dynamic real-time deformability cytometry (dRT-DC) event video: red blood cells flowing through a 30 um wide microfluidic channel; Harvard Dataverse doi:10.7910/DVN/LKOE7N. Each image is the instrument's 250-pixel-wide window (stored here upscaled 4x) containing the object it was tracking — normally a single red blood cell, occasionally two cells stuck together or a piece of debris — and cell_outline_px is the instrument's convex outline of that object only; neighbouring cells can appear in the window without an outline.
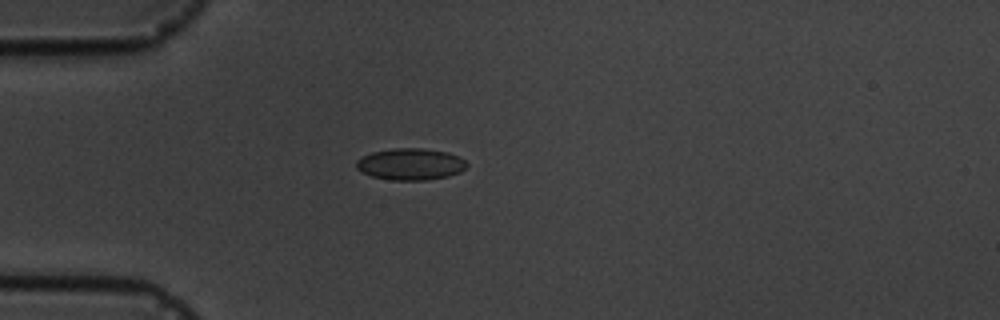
{"species": "common noctule bat (a hibernating species)", "species_latin": "Nyctalus noctula", "temperature_condition": "cold", "stored_images_in_passage": 1, "camera_frame_rate_fps": 3000, "um_per_image_px": 0.085, "animal": {"sex": "male", "body_mass_g": 19.5, "forearm_length_mm": 54.6}, "frame": {"image": 1, "passage_image": 1, "time_ms": 0.0, "image_size_px": [1000, 320], "cell_outline_px": [[468, 164], [460, 172], [448, 176], [424, 180], [392, 180], [372, 176], [356, 168], [356, 160], [372, 152], [392, 148], [424, 148], [448, 152], [464, 160]], "centroid_in_image_um": [34.89, 13.94], "position_along_channel_um": 50.1, "area_um2": 20.23}}